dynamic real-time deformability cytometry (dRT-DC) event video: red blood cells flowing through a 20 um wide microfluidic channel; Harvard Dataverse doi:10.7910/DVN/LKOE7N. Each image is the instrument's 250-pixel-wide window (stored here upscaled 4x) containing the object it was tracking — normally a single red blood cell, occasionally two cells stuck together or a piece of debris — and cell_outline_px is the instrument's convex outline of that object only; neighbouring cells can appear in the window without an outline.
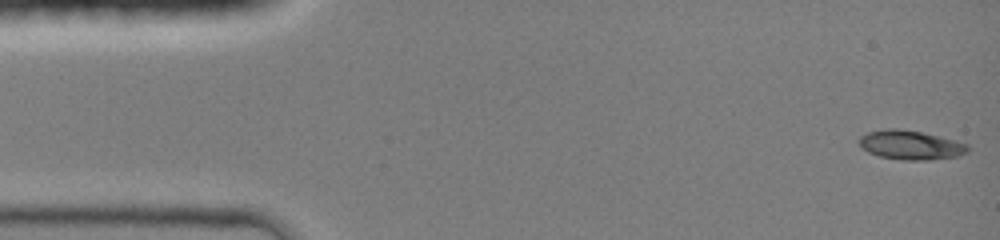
{"species": "common noctule bat (a hibernating species)", "species_latin": "Nyctalus noctula", "temperature_condition": "room temperature", "stored_images_in_passage": 45, "camera_frame_rate_fps": 3000, "um_per_image_px": 0.085, "animal": {"sex": "female", "body_mass_g": 19.0, "forearm_length_mm": 51.5}, "frame": {"image": 1, "passage_image": 1, "time_ms": 0.0, "image_size_px": [1000, 240], "cell_outline_px": [[968, 152], [956, 156], [928, 160], [900, 160], [880, 156], [868, 152], [860, 148], [860, 136], [868, 132], [888, 128], [896, 128], [920, 132], [968, 144]], "centroid_in_image_um": [77.36, 12.33], "position_along_channel_um": 7.6, "area_um2": 18.21}}
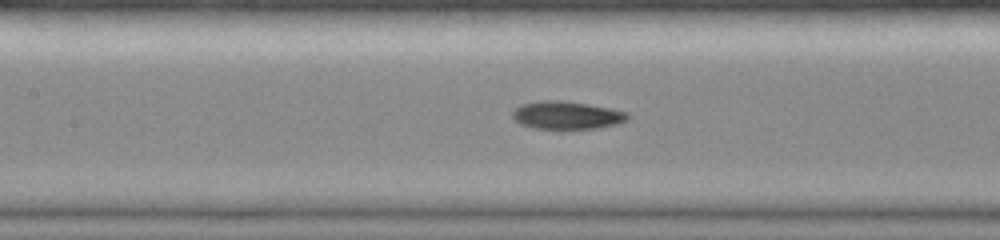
{"frame": {"image": 2, "passage_image": 20, "time_ms": 6.333, "image_size_px": [1000, 240], "cell_outline_px": [[632, 116], [628, 120], [616, 124], [596, 128], [560, 132], [532, 128], [520, 124], [512, 116], [512, 112], [520, 104], [540, 100], [560, 100], [588, 104], [628, 112]], "centroid_in_image_um": [48.16, 9.84], "position_along_channel_um": 159.2, "area_um2": 19.59}}
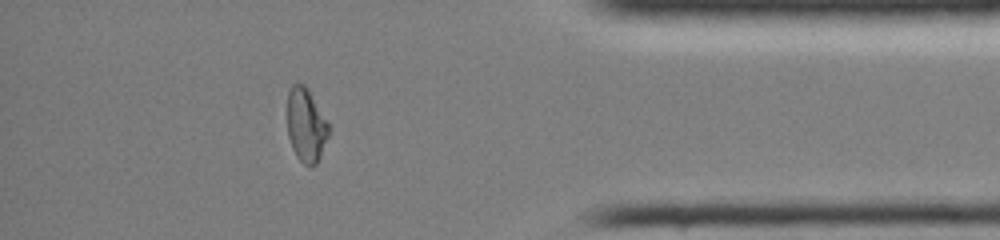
{"frame": {"image": 3, "passage_image": 39, "time_ms": 12.667, "image_size_px": [1000, 240], "cell_outline_px": [[328, 136], [320, 156], [316, 164], [312, 168], [308, 168], [296, 156], [292, 148], [288, 136], [288, 92], [292, 84], [304, 84], [308, 88], [328, 124]], "centroid_in_image_um": [26.0, 10.67], "position_along_channel_um": 409.2, "area_um2": 17.63}, "authors_computed_cell_mechanics": {"area_um2": 18.4382, "velocity_mm_per_s": 4.2604, "shape_relaxation_time_tau1_ms": 6.929, "shape_relaxation_time_tau2_ms": 1.1344, "deformation_change_tau1": 0.2638, "deformation_change_tau2": 0.0492}}